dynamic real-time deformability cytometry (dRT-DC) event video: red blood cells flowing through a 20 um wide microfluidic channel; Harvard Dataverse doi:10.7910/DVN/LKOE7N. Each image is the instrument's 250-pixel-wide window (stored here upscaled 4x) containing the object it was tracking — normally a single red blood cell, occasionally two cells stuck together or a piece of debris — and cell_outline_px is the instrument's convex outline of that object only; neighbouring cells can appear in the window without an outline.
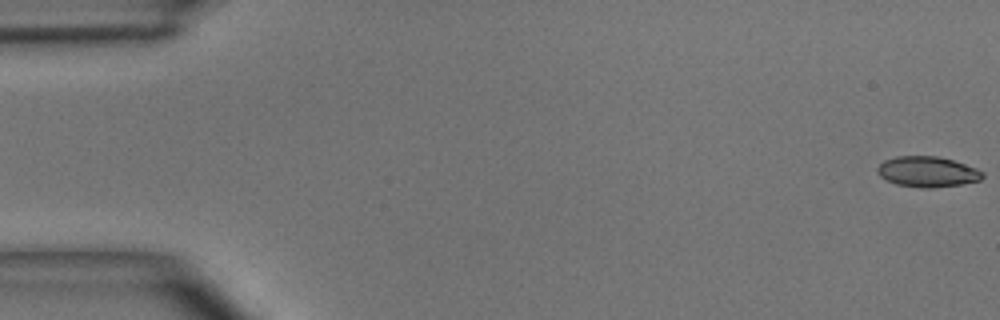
{"species": "common noctule bat (a hibernating species)", "species_latin": "Nyctalus noctula", "temperature_condition": "room temperature", "stored_images_in_passage": 50, "camera_frame_rate_fps": 3000, "um_per_image_px": 0.085, "animal": {"sex": "male", "body_mass_g": 15.6}, "frame": {"image": 1, "passage_image": 1, "time_ms": 0.0, "image_size_px": [1000, 320], "cell_outline_px": [[984, 176], [980, 180], [960, 184], [932, 188], [920, 188], [896, 184], [880, 176], [876, 168], [884, 160], [896, 156], [936, 156], [952, 160], [976, 168], [984, 172]], "centroid_in_image_um": [78.82, 14.6], "position_along_channel_um": 6.2, "area_um2": 18.61}}
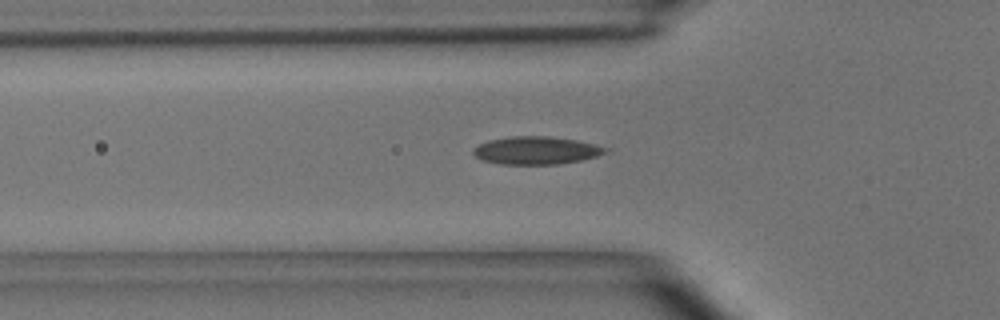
{"frame": {"image": 2, "passage_image": 17, "time_ms": 5.333, "image_size_px": [1000, 320], "cell_outline_px": [[612, 152], [580, 160], [560, 164], [500, 164], [480, 160], [472, 152], [472, 148], [488, 140], [512, 136], [548, 136], [576, 140], [596, 144], [612, 148]], "centroid_in_image_um": [45.62, 12.78], "position_along_channel_um": 80.2, "area_um2": 21.73}}
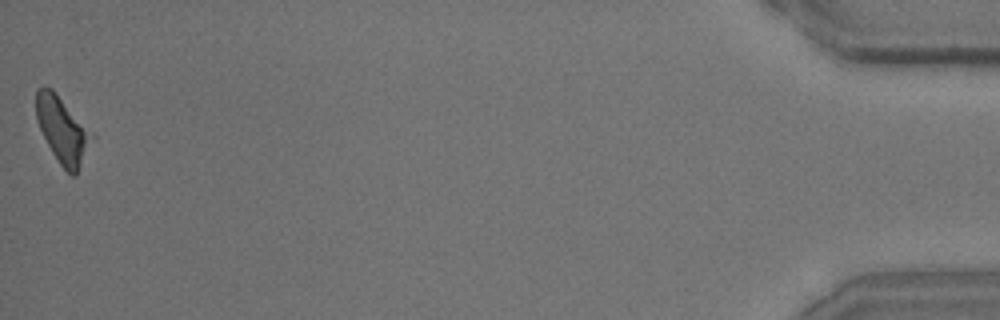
{"frame": {"image": 3, "passage_image": 50, "time_ms": 16.333, "image_size_px": [1000, 320], "cell_outline_px": [[96, 136], [76, 176], [72, 176], [60, 164], [52, 152], [36, 120], [36, 92], [40, 88], [52, 88]], "centroid_in_image_um": [5.35, 11.08], "position_along_channel_um": 429.8, "area_um2": 21.39}, "authors_computed_cell_mechanics": {"area_um2": 19.8832, "velocity_mm_per_s": 4.0262, "shape_relaxation_time_tau1_ms": null, "shape_relaxation_time_tau2_ms": 2.6202, "deformation_change_tau1": null, "deformation_change_tau2": 0.0789}}